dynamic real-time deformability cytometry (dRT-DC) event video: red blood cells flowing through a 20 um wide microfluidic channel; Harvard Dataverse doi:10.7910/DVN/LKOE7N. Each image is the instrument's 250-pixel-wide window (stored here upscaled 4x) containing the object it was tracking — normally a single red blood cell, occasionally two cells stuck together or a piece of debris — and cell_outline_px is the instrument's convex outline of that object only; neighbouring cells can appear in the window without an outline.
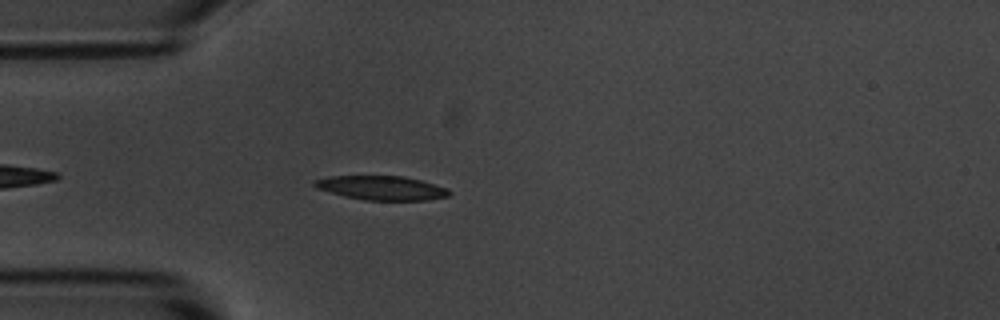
{"species": "common noctule bat (a hibernating species)", "species_latin": "Nyctalus noctula", "temperature_condition": "room temperature", "stored_images_in_passage": 3, "camera_frame_rate_fps": 3000, "um_per_image_px": 0.085, "animal": {"sex": "male", "body_mass_g": 20.1, "forearm_length_mm": 53.5}, "frame": {"image": 1, "passage_image": 3, "time_ms": 3.333, "image_size_px": [1000, 320], "cell_outline_px": [[452, 192], [448, 196], [428, 200], [364, 200], [344, 196], [316, 188], [312, 184], [312, 180], [328, 176], [404, 176], [420, 180], [448, 188]], "centroid_in_image_um": [32.41, 15.97], "position_along_channel_um": 52.6, "area_um2": 19.02}}